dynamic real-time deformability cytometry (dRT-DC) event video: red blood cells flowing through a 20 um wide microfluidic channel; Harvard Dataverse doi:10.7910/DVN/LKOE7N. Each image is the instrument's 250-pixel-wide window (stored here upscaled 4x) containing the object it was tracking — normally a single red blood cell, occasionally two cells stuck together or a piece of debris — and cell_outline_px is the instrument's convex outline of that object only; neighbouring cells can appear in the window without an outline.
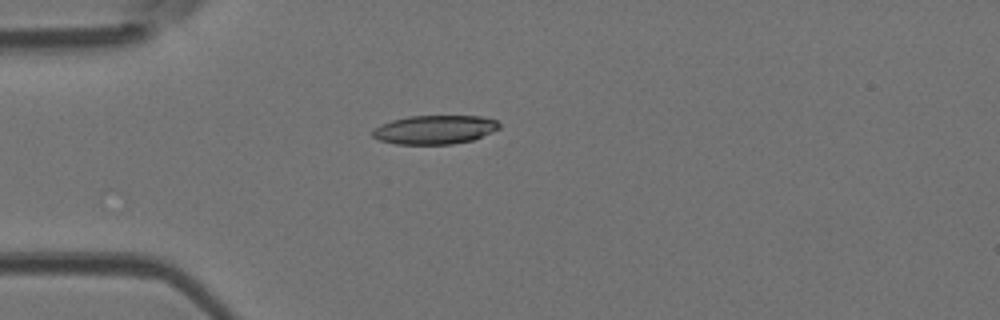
{"species": "Egyptian fruit bat (a non-hibernating species)", "species_latin": "Rousettus aegyptiacus", "temperature_condition": "room temperature", "stored_images_in_passage": 5, "camera_frame_rate_fps": 3000, "um_per_image_px": 0.085, "animal": {"sex": "female"}, "frame": {"image": 1, "passage_image": 4, "time_ms": 1.0, "image_size_px": [1000, 320], "cell_outline_px": [[500, 128], [492, 132], [472, 140], [452, 144], [396, 144], [380, 140], [372, 136], [372, 132], [380, 124], [392, 120], [408, 116], [484, 116], [496, 120], [500, 124]], "centroid_in_image_um": [36.97, 11.01], "position_along_channel_um": 48.0, "area_um2": 21.27}}